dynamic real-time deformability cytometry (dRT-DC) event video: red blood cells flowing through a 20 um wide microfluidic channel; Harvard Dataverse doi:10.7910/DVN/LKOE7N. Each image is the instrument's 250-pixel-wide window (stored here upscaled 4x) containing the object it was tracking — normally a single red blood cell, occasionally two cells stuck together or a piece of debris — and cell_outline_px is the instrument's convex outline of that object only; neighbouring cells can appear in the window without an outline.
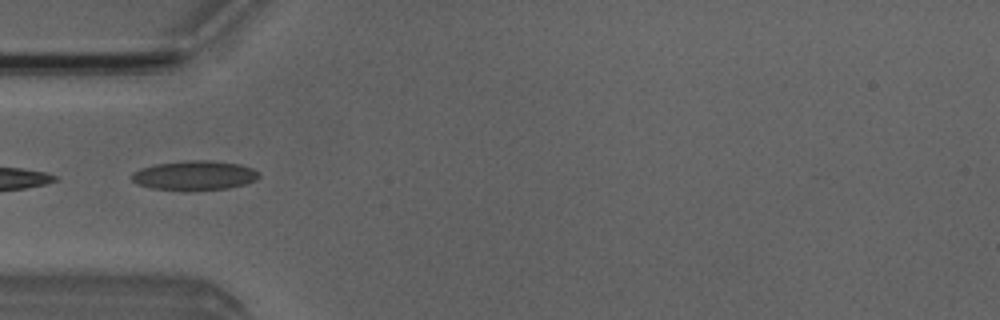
{"species": "Egyptian fruit bat (a non-hibernating species)", "species_latin": "Rousettus aegyptiacus", "temperature_condition": "room temperature", "stored_images_in_passage": 7, "camera_frame_rate_fps": 3000, "um_per_image_px": 0.085, "animal": {"sex": "male"}, "frame": {"image": 1, "passage_image": 7, "time_ms": 6.667, "image_size_px": [1000, 320], "cell_outline_px": [[260, 176], [256, 180], [244, 184], [228, 188], [152, 188], [136, 184], [132, 180], [132, 172], [140, 168], [152, 164], [184, 160], [212, 160], [240, 164], [252, 168], [260, 172]], "centroid_in_image_um": [16.54, 14.86], "position_along_channel_um": 68.5, "area_um2": 21.39}}